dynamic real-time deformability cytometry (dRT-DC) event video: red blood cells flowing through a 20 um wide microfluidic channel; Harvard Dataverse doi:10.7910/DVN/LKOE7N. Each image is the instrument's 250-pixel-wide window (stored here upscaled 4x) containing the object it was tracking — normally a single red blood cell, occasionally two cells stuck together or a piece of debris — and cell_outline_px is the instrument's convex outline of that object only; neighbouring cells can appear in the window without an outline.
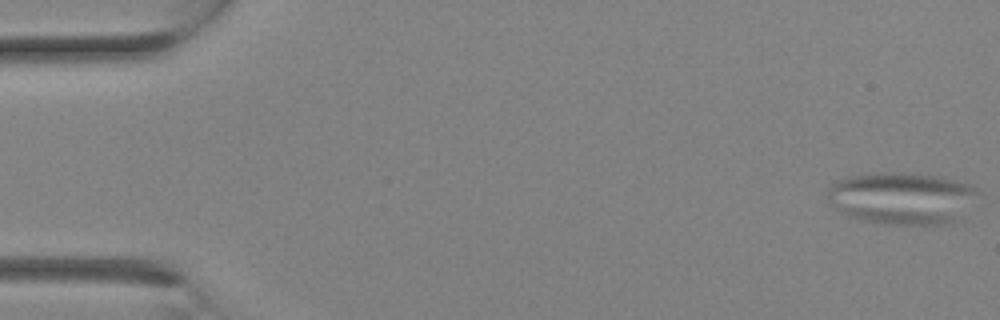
{"species": "Egyptian fruit bat (a non-hibernating species)", "species_latin": "Rousettus aegyptiacus", "temperature_condition": "room temperature", "stored_images_in_passage": 6, "camera_frame_rate_fps": 3000, "um_per_image_px": 0.085, "animal": {"sex": "female"}, "frame": {"image": 1, "passage_image": 1, "time_ms": 0.0, "image_size_px": [1000, 320], "cell_outline_px": [[976, 192], [956, 220], [952, 224], [884, 224], [860, 220], [848, 216], [828, 204], [828, 188], [836, 180], [848, 176], [872, 172], [896, 172], [944, 176], [972, 184], [976, 188]], "centroid_in_image_um": [76.57, 16.82], "position_along_channel_um": 8.4, "area_um2": 45.78}}